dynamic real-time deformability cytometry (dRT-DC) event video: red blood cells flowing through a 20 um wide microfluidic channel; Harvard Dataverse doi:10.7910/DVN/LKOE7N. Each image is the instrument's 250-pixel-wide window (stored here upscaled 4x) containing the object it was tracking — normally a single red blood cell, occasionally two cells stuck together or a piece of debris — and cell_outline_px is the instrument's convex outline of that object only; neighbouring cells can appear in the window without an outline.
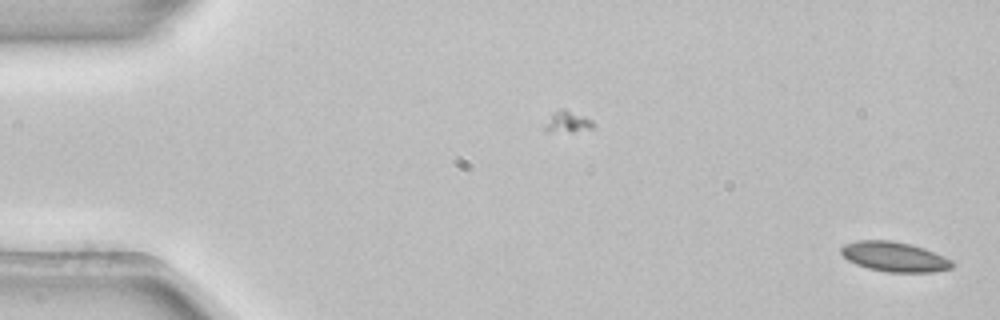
{"species": "common noctule bat (a hibernating species)", "species_latin": "Nyctalus noctula", "temperature_condition": "room temperature", "stored_images_in_passage": 53, "camera_frame_rate_fps": 3000, "um_per_image_px": 0.085, "animal": {"sex": "female", "body_mass_g": 22.7, "forearm_length_mm": 54.2}, "frame": {"image": 1, "passage_image": 1, "time_ms": 0.0, "image_size_px": [1000, 320], "cell_outline_px": [[952, 268], [932, 272], [888, 272], [868, 268], [856, 264], [848, 260], [840, 252], [840, 248], [844, 244], [856, 240], [892, 240], [912, 244], [924, 248], [944, 256], [952, 260]], "centroid_in_image_um": [76.01, 21.81], "position_along_channel_um": 9.0, "area_um2": 19.36}}
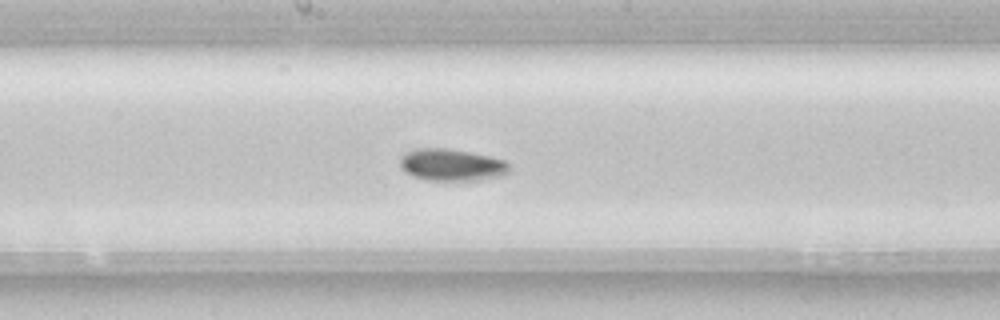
{"frame": {"image": 2, "passage_image": 28, "time_ms": 9.0, "image_size_px": [1000, 320], "cell_outline_px": [[508, 172], [500, 176], [480, 180], [428, 180], [412, 176], [400, 164], [400, 156], [404, 152], [416, 148], [448, 148], [488, 156], [504, 160], [508, 164]], "centroid_in_image_um": [38.36, 14.0], "position_along_channel_um": 209.8, "area_um2": 20.17}}
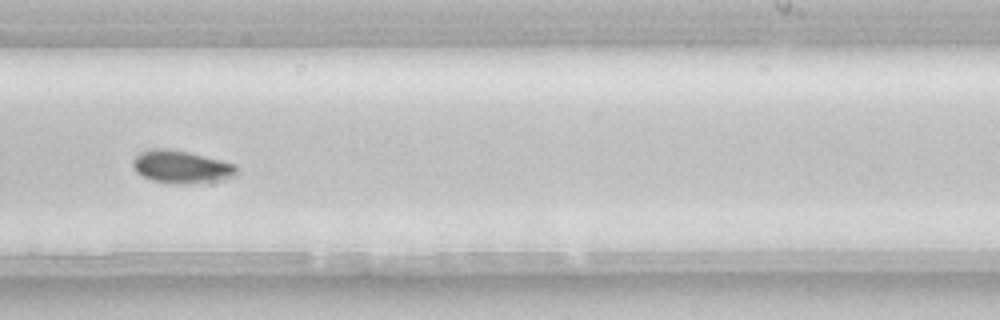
{"frame": {"image": 3, "passage_image": 33, "time_ms": 10.667, "image_size_px": [1000, 320], "cell_outline_px": [[236, 176], [220, 180], [188, 184], [176, 184], [152, 180], [136, 172], [132, 164], [132, 160], [140, 152], [152, 148], [164, 148], [188, 152], [236, 164]], "centroid_in_image_um": [15.4, 14.18], "position_along_channel_um": 273.6, "area_um2": 19.71}, "authors_computed_cell_mechanics": {"area_um2": 19.3052, "velocity_mm_per_s": 3.8544, "shape_relaxation_time_tau1_ms": 3.2582, "shape_relaxation_time_tau2_ms": null, "deformation_change_tau1": 0.0612, "deformation_change_tau2": null}}